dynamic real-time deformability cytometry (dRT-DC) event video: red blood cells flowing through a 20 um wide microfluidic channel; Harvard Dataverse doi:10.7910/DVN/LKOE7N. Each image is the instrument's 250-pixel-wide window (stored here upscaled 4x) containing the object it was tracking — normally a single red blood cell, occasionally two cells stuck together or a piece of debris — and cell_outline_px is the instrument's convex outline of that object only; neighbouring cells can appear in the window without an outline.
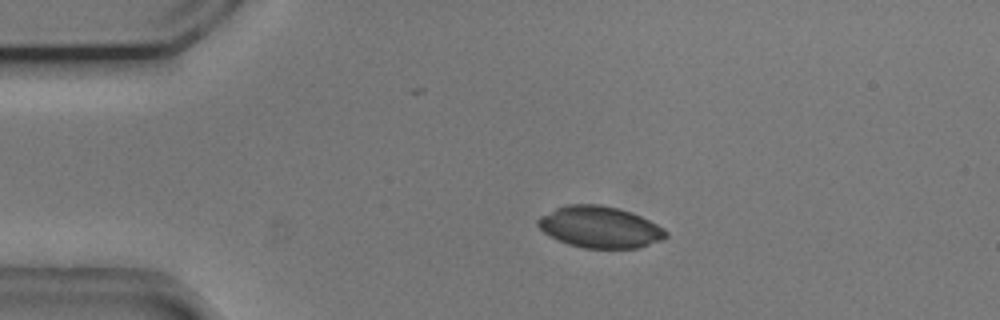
{"species": "common noctule bat (a hibernating species)", "species_latin": "Nyctalus noctula", "temperature_condition": "cold", "stored_images_in_passage": 29, "camera_frame_rate_fps": 3000, "um_per_image_px": 0.085, "animal": {"sex": "male", "body_mass_g": 20.5, "forearm_length_mm": 52.5}, "frame": {"image": 1, "passage_image": 4, "time_ms": 1.0, "image_size_px": [1000, 320], "cell_outline_px": [[668, 236], [664, 240], [640, 248], [584, 248], [568, 244], [544, 232], [536, 224], [536, 220], [540, 216], [556, 208], [568, 204], [600, 204], [632, 212], [664, 228], [668, 232]], "centroid_in_image_um": [51.02, 19.31], "position_along_channel_um": 34.0, "area_um2": 30.98}}
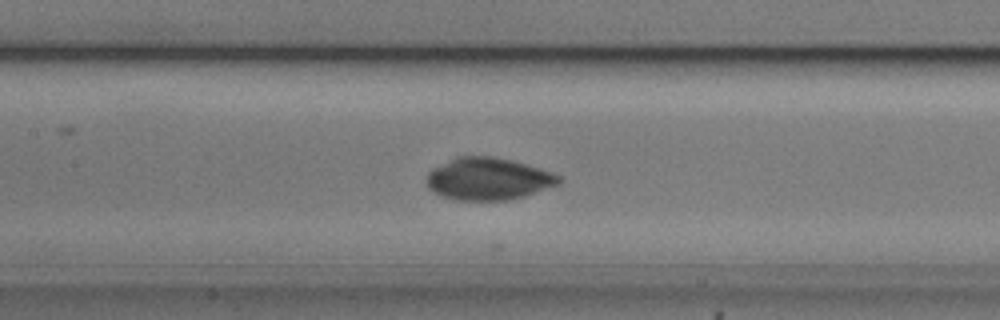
{"frame": {"image": 2, "passage_image": 18, "time_ms": 5.667, "image_size_px": [1000, 320], "cell_outline_px": [[560, 184], [524, 196], [508, 200], [456, 200], [440, 196], [432, 192], [428, 188], [428, 172], [432, 168], [456, 156], [492, 156], [512, 160], [540, 168], [552, 172], [560, 176]], "centroid_in_image_um": [41.48, 15.2], "position_along_channel_um": 165.9, "area_um2": 32.66}}